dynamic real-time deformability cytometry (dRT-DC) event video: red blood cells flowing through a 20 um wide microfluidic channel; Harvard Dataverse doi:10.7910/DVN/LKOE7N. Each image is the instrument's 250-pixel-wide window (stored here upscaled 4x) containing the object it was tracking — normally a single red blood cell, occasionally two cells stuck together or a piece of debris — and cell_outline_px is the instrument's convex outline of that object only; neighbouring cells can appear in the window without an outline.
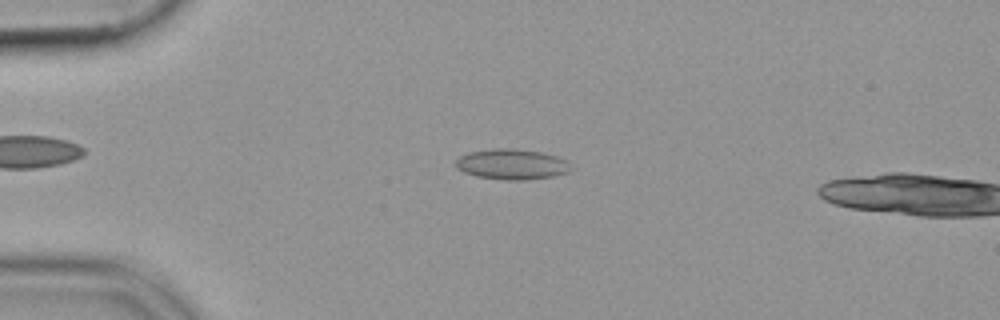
{"species": "common noctule bat (a hibernating species)", "species_latin": "Nyctalus noctula", "temperature_condition": "cold", "stored_images_in_passage": 13, "camera_frame_rate_fps": 3000, "um_per_image_px": 0.085, "animal": {"sex": "female", "body_mass_g": 19.9}, "frame": {"image": 1, "passage_image": 10, "time_ms": 3.0, "image_size_px": [1000, 320], "cell_outline_px": [[572, 168], [568, 172], [552, 176], [524, 180], [504, 180], [476, 176], [464, 172], [456, 168], [456, 160], [460, 156], [468, 152], [492, 148], [516, 148], [540, 152], [556, 156], [568, 160]], "centroid_in_image_um": [43.5, 13.95], "position_along_channel_um": 41.5, "area_um2": 20.58}}